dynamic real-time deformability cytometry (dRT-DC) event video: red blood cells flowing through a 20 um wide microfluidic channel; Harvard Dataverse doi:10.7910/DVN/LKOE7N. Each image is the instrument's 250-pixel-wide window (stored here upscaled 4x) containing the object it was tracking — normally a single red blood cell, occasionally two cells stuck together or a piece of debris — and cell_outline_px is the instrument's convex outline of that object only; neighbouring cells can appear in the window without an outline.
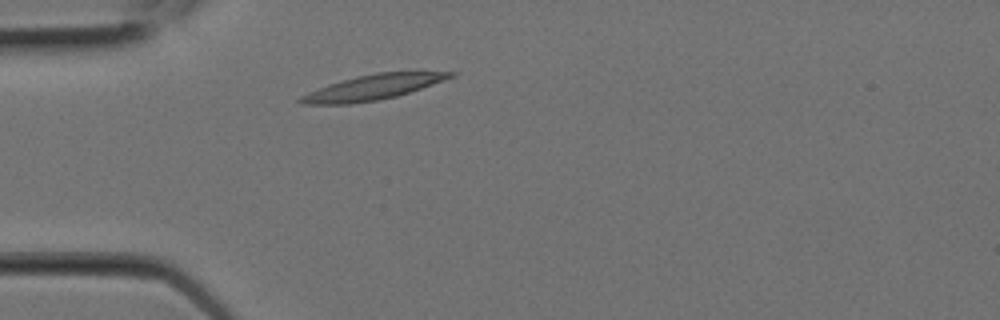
{"species": "Egyptian fruit bat (a non-hibernating species)", "species_latin": "Rousettus aegyptiacus", "temperature_condition": "room temperature", "stored_images_in_passage": 6, "camera_frame_rate_fps": 3000, "um_per_image_px": 0.085, "animal": {"sex": "female"}, "frame": {"image": 1, "passage_image": 3, "time_ms": 0.667, "image_size_px": [1000, 320], "cell_outline_px": [[460, 72], [456, 76], [396, 96], [376, 100], [348, 104], [300, 104], [296, 100], [300, 96], [328, 84], [356, 76], [376, 72], [416, 68]], "centroid_in_image_um": [31.86, 7.34], "position_along_channel_um": 53.1, "area_um2": 22.83}}
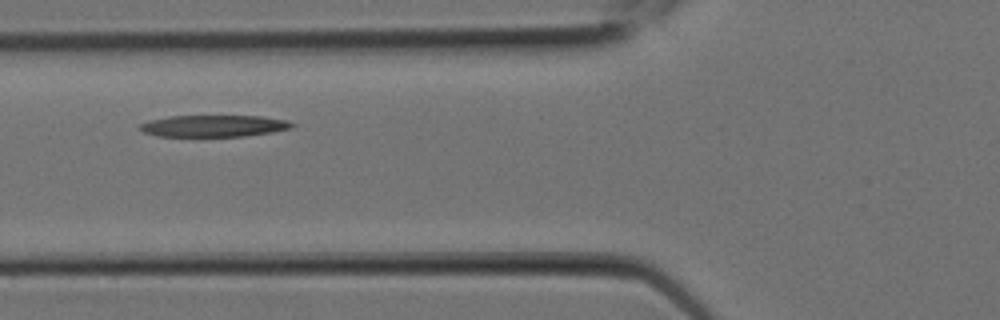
{"frame": {"image": 2, "passage_image": 5, "time_ms": 1.333, "image_size_px": [1000, 320], "cell_outline_px": [[296, 124], [292, 128], [272, 132], [244, 136], [156, 136], [144, 132], [140, 128], [140, 124], [148, 120], [168, 116], [260, 116], [288, 120]], "centroid_in_image_um": [18.19, 10.7], "position_along_channel_um": 107.6, "area_um2": 19.25}}
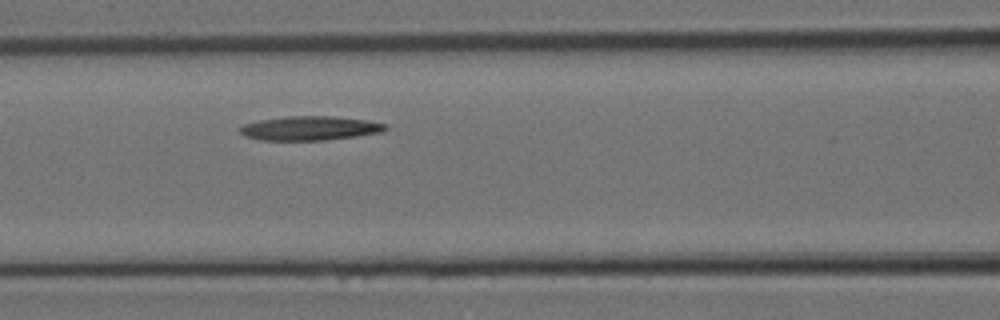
{"frame": {"image": 3, "passage_image": 6, "time_ms": 1.667, "image_size_px": [1000, 320], "cell_outline_px": [[388, 128], [380, 132], [356, 136], [324, 140], [260, 140], [244, 136], [240, 132], [240, 128], [244, 124], [260, 120], [288, 116], [332, 116], [368, 120], [388, 124]], "centroid_in_image_um": [26.35, 10.89], "position_along_channel_um": 140.2, "area_um2": 20.4}}